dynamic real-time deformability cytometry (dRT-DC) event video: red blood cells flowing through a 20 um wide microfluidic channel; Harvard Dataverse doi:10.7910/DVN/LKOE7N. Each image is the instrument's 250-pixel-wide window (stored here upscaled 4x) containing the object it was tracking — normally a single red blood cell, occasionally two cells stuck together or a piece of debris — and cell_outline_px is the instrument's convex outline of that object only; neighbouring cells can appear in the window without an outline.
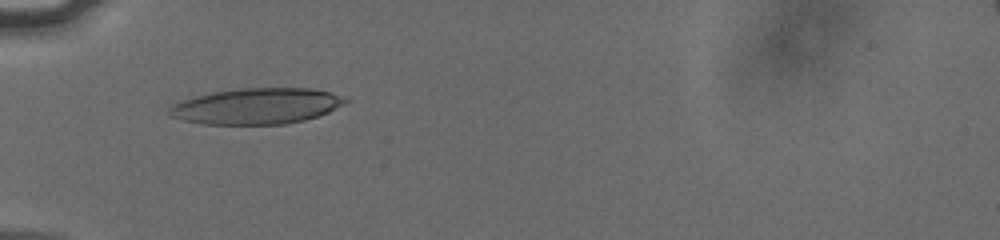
{"species": "human", "species_latin": "Homo sapiens", "temperature_condition": "cold", "stored_images_in_passage": 47, "camera_frame_rate_fps": 3000, "um_per_image_px": 0.085, "donor": {"sex": "male"}, "frame": {"image": 1, "passage_image": 11, "time_ms": 3.333, "image_size_px": [1000, 240], "cell_outline_px": [[352, 100], [328, 112], [304, 120], [284, 124], [204, 124], [180, 120], [172, 116], [168, 112], [168, 108], [184, 100], [196, 96], [212, 92], [240, 88], [312, 88], [332, 92]], "centroid_in_image_um": [21.85, 9.01], "position_along_channel_um": 63.1, "area_um2": 36.82}}
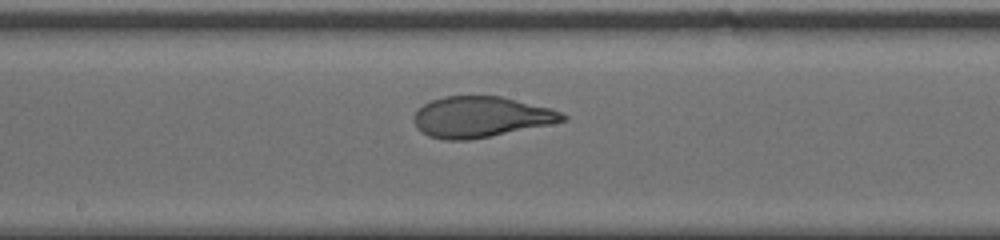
{"frame": {"image": 2, "passage_image": 23, "time_ms": 7.333, "image_size_px": [1000, 240], "cell_outline_px": [[568, 120], [468, 140], [444, 140], [428, 136], [420, 132], [416, 128], [416, 112], [424, 104], [432, 100], [444, 96], [500, 96], [552, 108], [568, 116]], "centroid_in_image_um": [40.87, 9.93], "position_along_channel_um": 207.3, "area_um2": 34.91}}
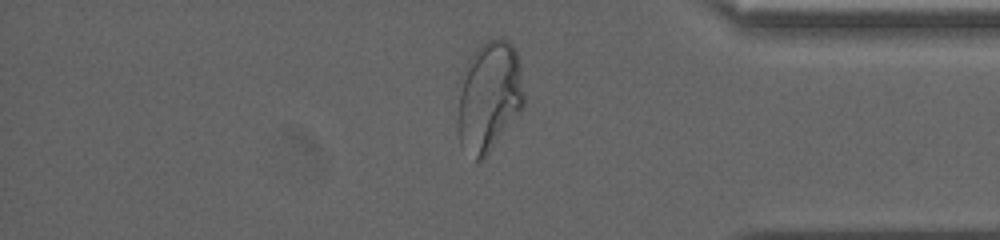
{"frame": {"image": 3, "passage_image": 39, "time_ms": 12.667, "image_size_px": [1000, 240], "cell_outline_px": [[524, 108], [484, 160], [476, 164], [460, 148], [456, 128], [456, 120], [460, 92], [468, 60], [476, 48], [480, 44], [488, 40], [500, 36], [504, 36], [516, 48], [520, 64], [524, 96]], "centroid_in_image_um": [41.57, 8.28], "position_along_channel_um": 393.6, "area_um2": 43.87}, "authors_computed_cell_mechanics": {"area_um2": 36.2406, "velocity_mm_per_s": 3.7818, "shape_relaxation_time_tau1_ms": 10.4964, "shape_relaxation_time_tau2_ms": null, "deformation_change_tau1": 0.3552, "deformation_change_tau2": null}}